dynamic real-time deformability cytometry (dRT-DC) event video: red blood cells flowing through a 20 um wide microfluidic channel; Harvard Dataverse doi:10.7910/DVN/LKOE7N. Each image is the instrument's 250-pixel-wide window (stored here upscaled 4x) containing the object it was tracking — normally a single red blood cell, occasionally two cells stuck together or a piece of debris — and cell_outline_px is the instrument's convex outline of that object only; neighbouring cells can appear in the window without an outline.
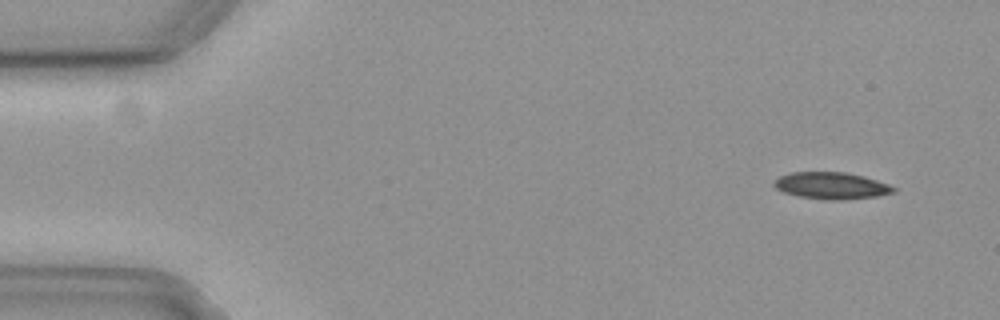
{"species": "common noctule bat (a hibernating species)", "species_latin": "Nyctalus noctula", "temperature_condition": "cold", "stored_images_in_passage": 8, "camera_frame_rate_fps": 3000, "um_per_image_px": 0.085, "animal": {"sex": "female", "body_mass_g": 19.3, "forearm_length_mm": 54.1}, "frame": {"image": 1, "passage_image": 1, "time_ms": 0.0, "image_size_px": [1000, 320], "cell_outline_px": [[896, 192], [880, 196], [844, 200], [824, 200], [796, 196], [784, 192], [776, 188], [772, 184], [780, 176], [792, 172], [844, 172], [864, 176], [888, 184], [896, 188]], "centroid_in_image_um": [70.69, 15.79], "position_along_channel_um": 14.3, "area_um2": 18.84}}